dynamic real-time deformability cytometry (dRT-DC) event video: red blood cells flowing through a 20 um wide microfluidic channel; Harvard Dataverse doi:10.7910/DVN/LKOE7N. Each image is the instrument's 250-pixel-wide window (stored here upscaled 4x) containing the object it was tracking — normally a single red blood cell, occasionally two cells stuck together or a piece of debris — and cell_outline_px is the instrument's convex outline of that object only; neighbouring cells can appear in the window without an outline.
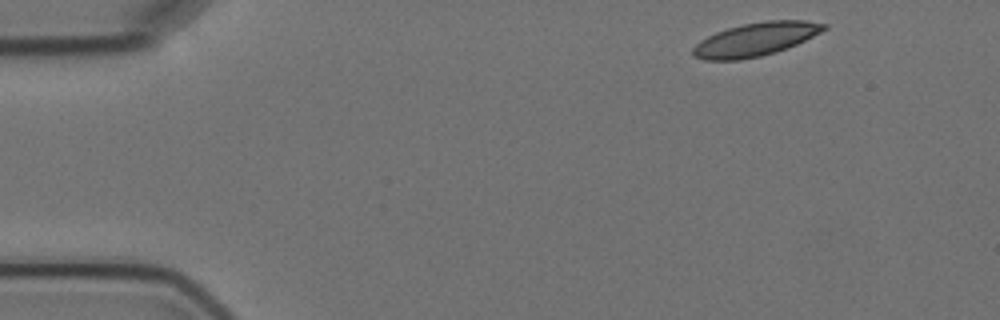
{"species": "Egyptian fruit bat (a non-hibernating species)", "species_latin": "Rousettus aegyptiacus", "temperature_condition": "cold", "stored_images_in_passage": 5, "camera_frame_rate_fps": 3000, "um_per_image_px": 0.085, "animal": {"sex": "female"}, "frame": {"image": 1, "passage_image": 1, "time_ms": 0.0, "image_size_px": [1000, 320], "cell_outline_px": [[828, 28], [788, 48], [776, 52], [760, 56], [740, 60], [704, 60], [692, 56], [692, 48], [700, 40], [716, 32], [728, 28], [744, 24], [768, 20], [804, 20], [828, 24]], "centroid_in_image_um": [64.21, 3.35], "position_along_channel_um": 20.8, "area_um2": 25.43}}
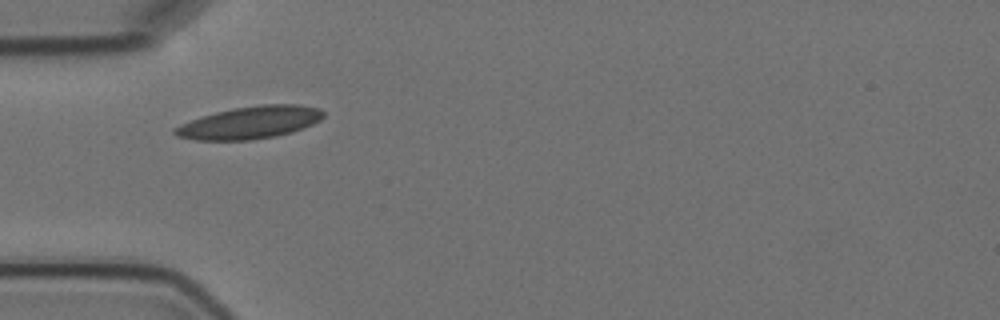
{"frame": {"image": 2, "passage_image": 4, "time_ms": 3.667, "image_size_px": [1000, 320], "cell_outline_px": [[324, 116], [320, 120], [312, 124], [292, 132], [276, 136], [252, 140], [196, 140], [176, 136], [172, 132], [172, 128], [180, 124], [200, 116], [232, 108], [260, 104], [300, 104], [320, 108], [324, 112]], "centroid_in_image_um": [21.23, 10.41], "position_along_channel_um": 63.8, "area_um2": 28.32}}
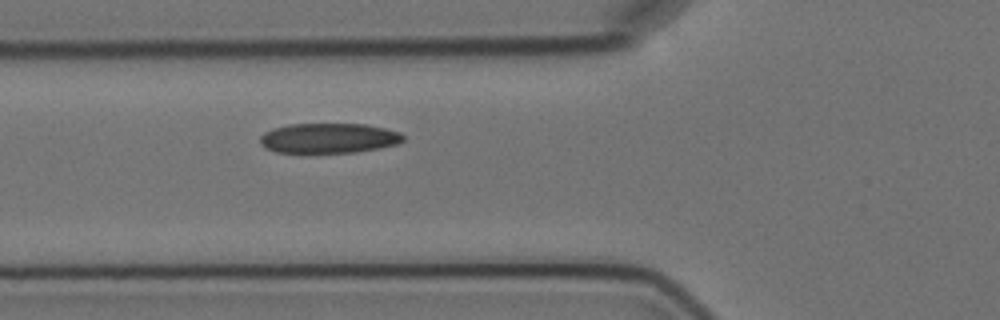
{"frame": {"image": 3, "passage_image": 5, "time_ms": 4.667, "image_size_px": [1000, 320], "cell_outline_px": [[404, 140], [396, 144], [380, 148], [356, 152], [276, 152], [264, 148], [260, 144], [260, 136], [264, 132], [272, 128], [288, 124], [364, 124], [384, 128], [400, 132], [404, 136]], "centroid_in_image_um": [27.91, 11.74], "position_along_channel_um": 97.9, "area_um2": 25.03}}